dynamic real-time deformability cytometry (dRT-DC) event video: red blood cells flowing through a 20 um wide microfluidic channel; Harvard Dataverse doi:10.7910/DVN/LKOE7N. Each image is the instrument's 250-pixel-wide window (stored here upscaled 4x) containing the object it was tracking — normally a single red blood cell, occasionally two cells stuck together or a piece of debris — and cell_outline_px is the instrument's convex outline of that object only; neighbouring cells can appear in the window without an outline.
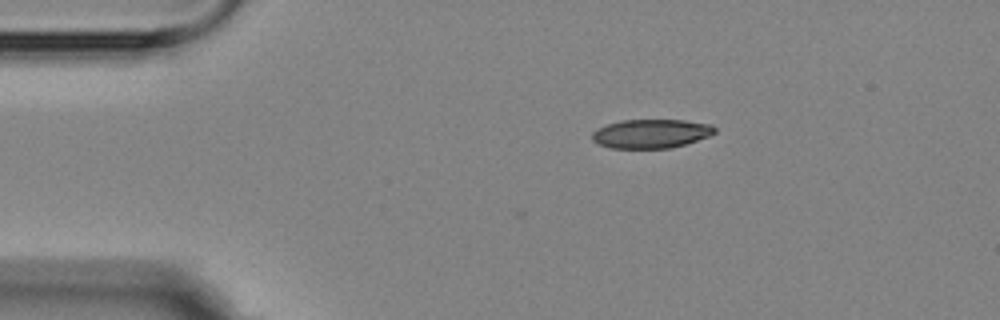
{"species": "Egyptian fruit bat (a non-hibernating species)", "species_latin": "Rousettus aegyptiacus", "temperature_condition": "room temperature", "stored_images_in_passage": 3, "camera_frame_rate_fps": 3000, "um_per_image_px": 0.085, "animal": {"sex": "female"}, "frame": {"image": 1, "passage_image": 1, "time_ms": 0.0, "image_size_px": [1000, 320], "cell_outline_px": [[716, 132], [708, 136], [684, 144], [668, 148], [612, 148], [596, 144], [592, 140], [592, 132], [596, 128], [620, 120], [684, 120], [712, 124], [716, 128]], "centroid_in_image_um": [55.31, 11.35], "position_along_channel_um": 29.7, "area_um2": 20.69}}
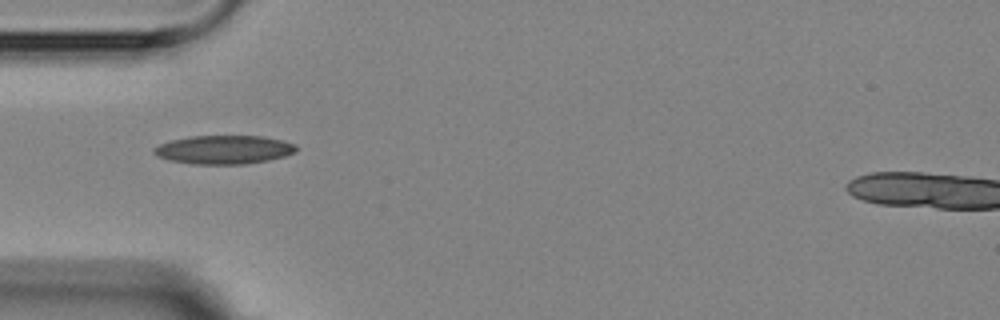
{"frame": {"image": 2, "passage_image": 3, "time_ms": 2.333, "image_size_px": [1000, 320], "cell_outline_px": [[296, 152], [284, 156], [268, 160], [244, 164], [192, 164], [168, 160], [156, 156], [152, 152], [152, 148], [160, 144], [172, 140], [192, 136], [264, 136], [296, 144]], "centroid_in_image_um": [19.0, 12.72], "position_along_channel_um": 66.0, "area_um2": 23.76}}